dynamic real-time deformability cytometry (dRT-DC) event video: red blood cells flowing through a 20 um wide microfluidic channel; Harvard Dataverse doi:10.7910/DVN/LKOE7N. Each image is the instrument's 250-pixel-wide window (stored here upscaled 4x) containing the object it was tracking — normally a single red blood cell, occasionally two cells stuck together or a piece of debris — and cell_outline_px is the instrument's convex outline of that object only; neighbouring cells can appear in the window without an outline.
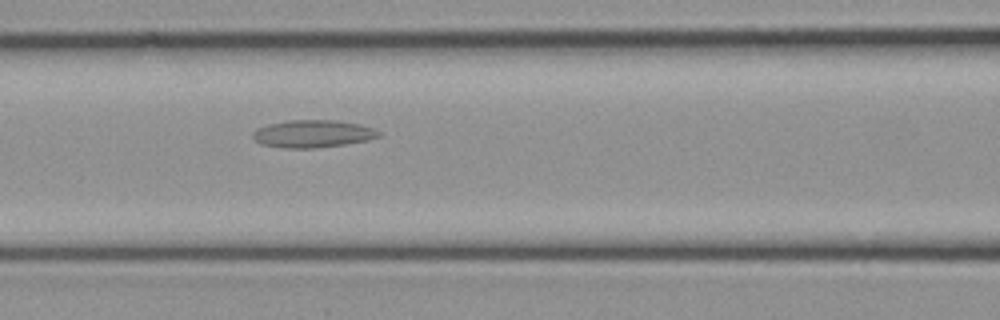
{"species": "common noctule bat (a hibernating species)", "species_latin": "Nyctalus noctula", "temperature_condition": "cold", "stored_images_in_passage": 4, "camera_frame_rate_fps": 3000, "um_per_image_px": 0.085, "animal": {"sex": "female", "body_mass_g": 21.9}, "frame": {"image": 1, "passage_image": 4, "time_ms": 1.0, "image_size_px": [1000, 320], "cell_outline_px": [[380, 136], [368, 140], [344, 144], [316, 148], [280, 148], [260, 144], [252, 136], [252, 132], [256, 128], [268, 124], [288, 120], [336, 120], [360, 124], [372, 128], [380, 132]], "centroid_in_image_um": [26.55, 11.37], "position_along_channel_um": 140.1, "area_um2": 20.29}}